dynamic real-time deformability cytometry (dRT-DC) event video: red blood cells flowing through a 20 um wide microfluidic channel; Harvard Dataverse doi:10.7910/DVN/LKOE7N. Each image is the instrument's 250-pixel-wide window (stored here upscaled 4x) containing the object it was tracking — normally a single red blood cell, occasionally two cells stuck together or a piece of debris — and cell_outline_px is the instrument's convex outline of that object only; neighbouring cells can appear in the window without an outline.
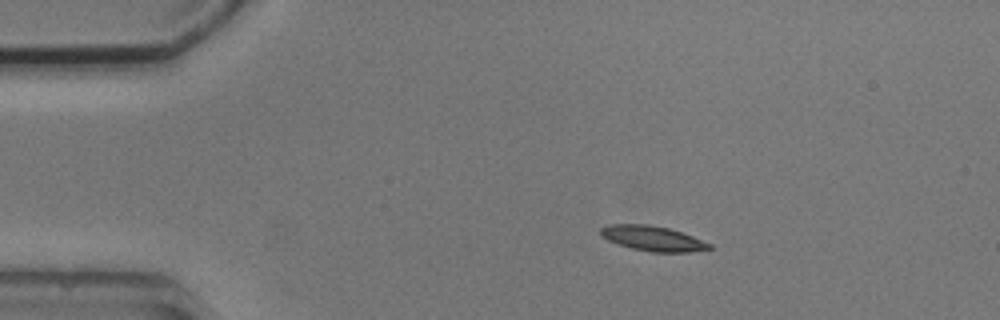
{"species": "common noctule bat (a hibernating species)", "species_latin": "Nyctalus noctula", "temperature_condition": "cold", "stored_images_in_passage": 4, "camera_frame_rate_fps": 3000, "um_per_image_px": 0.085, "animal": {"sex": "male", "body_mass_g": 20.5, "forearm_length_mm": 52.5}, "frame": {"image": 1, "passage_image": 1, "time_ms": 0.0, "image_size_px": [1000, 320], "cell_outline_px": [[712, 248], [688, 252], [652, 252], [632, 248], [608, 240], [600, 232], [600, 228], [608, 224], [648, 224], [668, 228], [692, 236], [712, 244]], "centroid_in_image_um": [55.49, 20.26], "position_along_channel_um": 29.5, "area_um2": 15.61}}